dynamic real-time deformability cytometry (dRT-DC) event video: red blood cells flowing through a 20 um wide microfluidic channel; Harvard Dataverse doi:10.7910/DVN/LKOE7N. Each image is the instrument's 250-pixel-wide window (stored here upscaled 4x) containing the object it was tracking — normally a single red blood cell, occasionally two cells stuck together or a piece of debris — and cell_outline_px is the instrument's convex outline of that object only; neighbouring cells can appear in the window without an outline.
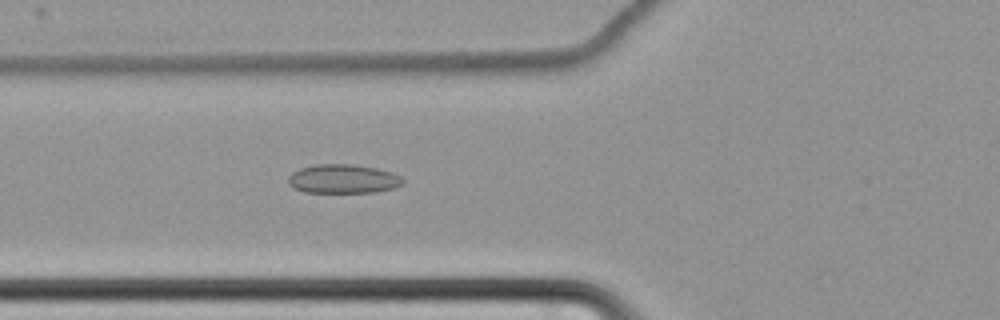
{"species": "common noctule bat (a hibernating species)", "species_latin": "Nyctalus noctula", "temperature_condition": "cold", "stored_images_in_passage": 36, "camera_frame_rate_fps": 3000, "um_per_image_px": 0.085, "animal": {"sex": "female", "body_mass_g": 22.7, "forearm_length_mm": 54.2}, "frame": {"image": 1, "passage_image": 12, "time_ms": 3.667, "image_size_px": [1000, 320], "cell_outline_px": [[396, 184], [388, 188], [364, 192], [312, 192], [296, 188], [292, 184], [292, 176], [296, 172], [304, 168], [368, 168], [384, 172]], "centroid_in_image_um": [28.99, 15.3], "position_along_channel_um": 96.8, "area_um2": 15.55}}
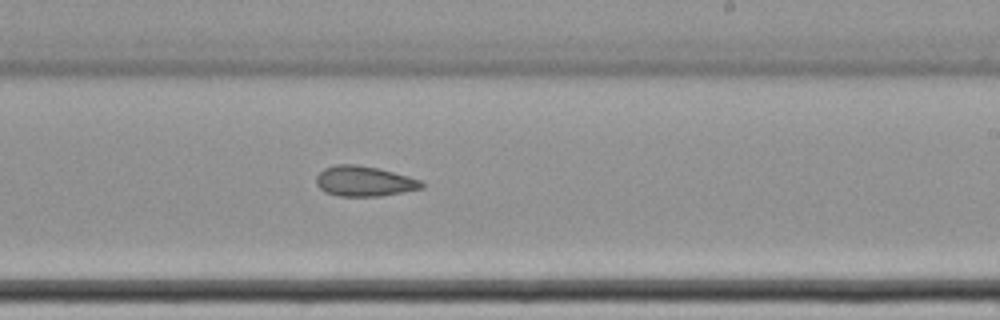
{"frame": {"image": 2, "passage_image": 26, "time_ms": 8.333, "image_size_px": [1000, 320], "cell_outline_px": [[420, 184], [416, 188], [396, 192], [364, 196], [348, 196], [328, 192], [320, 184], [320, 176], [328, 168], [372, 168], [388, 172], [416, 180]], "centroid_in_image_um": [30.96, 15.46], "position_along_channel_um": 258.0, "area_um2": 15.37}}
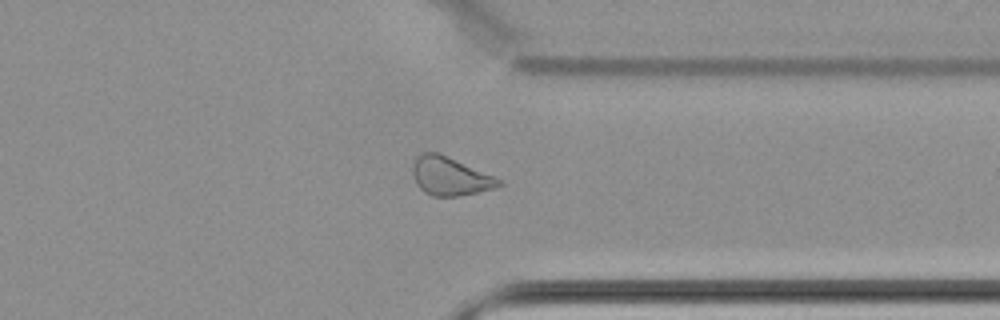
{"frame": {"image": 3, "passage_image": 36, "time_ms": 11.667, "image_size_px": [1000, 320], "cell_outline_px": [[496, 184], [472, 192], [452, 196], [436, 196], [428, 192], [416, 180], [416, 164], [432, 152], [444, 156], [488, 176]], "centroid_in_image_um": [38.17, 15.02], "position_along_channel_um": 373.2, "area_um2": 15.84}}